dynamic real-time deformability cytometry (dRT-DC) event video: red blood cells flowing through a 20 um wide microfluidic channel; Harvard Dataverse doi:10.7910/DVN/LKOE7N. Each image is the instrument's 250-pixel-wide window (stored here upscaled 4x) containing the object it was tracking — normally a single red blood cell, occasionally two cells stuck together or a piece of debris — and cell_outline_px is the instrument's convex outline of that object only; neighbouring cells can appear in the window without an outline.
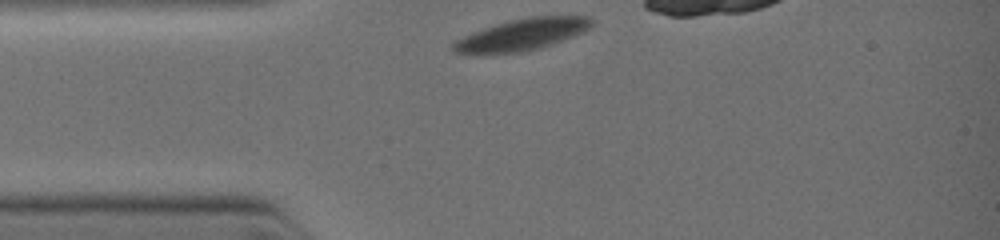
{"species": "common noctule bat (a hibernating species)", "species_latin": "Nyctalus noctula", "temperature_condition": "warm", "stored_images_in_passage": 12, "camera_frame_rate_fps": 3000, "um_per_image_px": 0.085, "animal": {"sex": "female", "body_mass_g": 19.0, "forearm_length_mm": 51.5}, "frame": {"image": 1, "passage_image": 1, "time_ms": 0.0, "image_size_px": [1000, 240], "cell_outline_px": [[596, 20], [588, 28], [580, 32], [552, 44], [540, 48], [520, 52], [452, 52], [452, 44], [456, 40], [472, 32], [508, 20], [528, 16], [588, 16]], "centroid_in_image_um": [44.4, 2.9], "position_along_channel_um": 40.6, "area_um2": 24.85}}
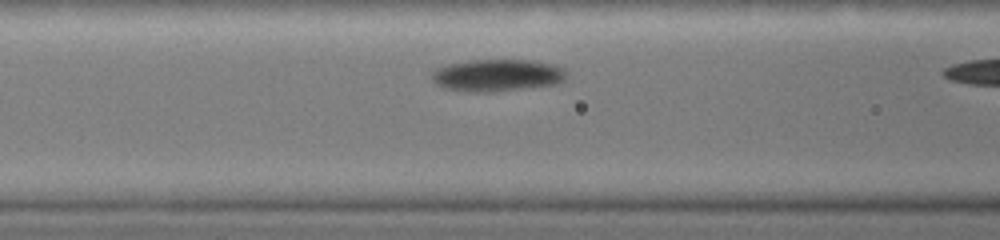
{"frame": {"image": 2, "passage_image": 8, "time_ms": 2.0, "image_size_px": [1000, 240], "cell_outline_px": [[568, 76], [564, 80], [556, 84], [520, 88], [448, 88], [432, 80], [432, 72], [436, 68], [448, 64], [468, 60], [536, 60], [556, 64], [564, 68], [568, 72]], "centroid_in_image_um": [42.41, 6.3], "position_along_channel_um": 124.2, "area_um2": 23.87}}
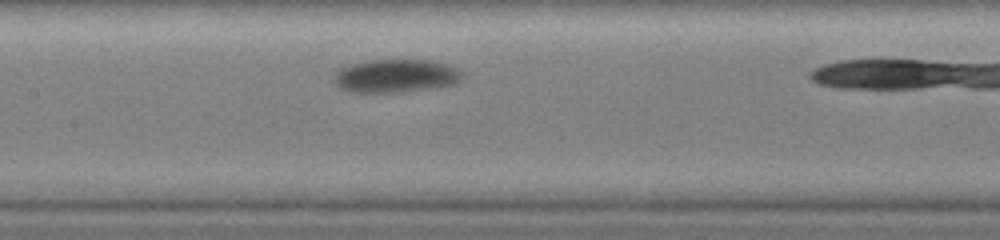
{"frame": {"image": 3, "passage_image": 11, "time_ms": 3.0, "image_size_px": [1000, 240], "cell_outline_px": [[464, 76], [460, 80], [452, 84], [388, 92], [348, 92], [340, 88], [332, 80], [336, 72], [340, 68], [364, 60], [432, 60], [452, 64], [460, 68], [464, 72]], "centroid_in_image_um": [33.64, 6.41], "position_along_channel_um": 173.8, "area_um2": 24.74}}